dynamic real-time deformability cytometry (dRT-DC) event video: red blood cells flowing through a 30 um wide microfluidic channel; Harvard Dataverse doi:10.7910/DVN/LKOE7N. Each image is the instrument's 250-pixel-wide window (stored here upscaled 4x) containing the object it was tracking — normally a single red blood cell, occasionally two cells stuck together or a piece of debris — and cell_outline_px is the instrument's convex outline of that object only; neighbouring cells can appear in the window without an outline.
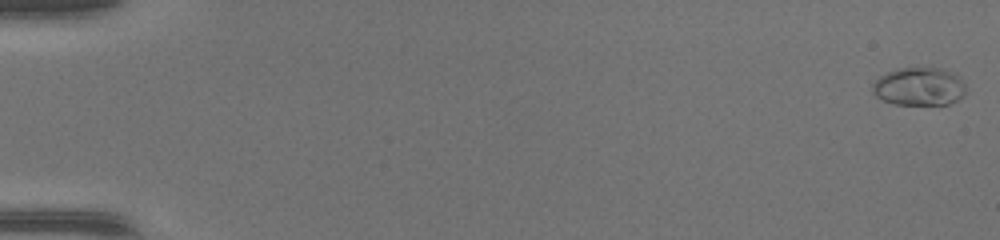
{"species": "common noctule bat (a hibernating species)", "species_latin": "Nyctalus noctula", "temperature_condition": "warm", "stored_images_in_passage": 50, "camera_frame_rate_fps": 3000, "um_per_image_px": 0.085, "animal": {"sex": "female", "body_mass_g": 17.0, "forearm_length_mm": 48.0}, "frame": {"image": 1, "passage_image": 1, "time_ms": 0.0, "image_size_px": [1000, 240], "cell_outline_px": [[968, 88], [964, 96], [948, 104], [896, 104], [880, 100], [872, 92], [872, 84], [880, 76], [888, 72], [900, 68], [916, 64], [944, 68], [960, 76]], "centroid_in_image_um": [78.16, 7.3], "position_along_channel_um": 6.8, "area_um2": 21.62}}
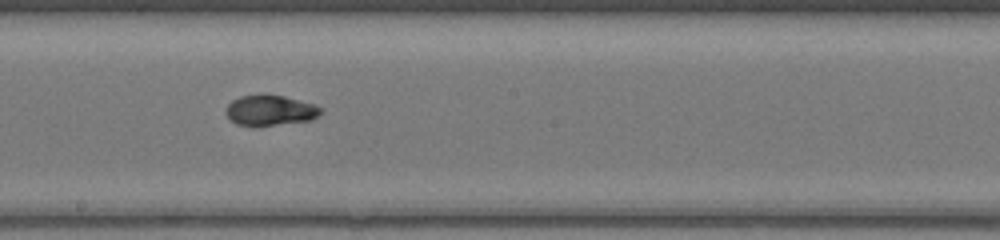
{"frame": {"image": 2, "passage_image": 29, "time_ms": 9.333, "image_size_px": [1000, 240], "cell_outline_px": [[324, 112], [312, 120], [272, 124], [236, 124], [224, 112], [228, 104], [232, 100], [240, 96], [260, 92], [264, 92], [284, 96], [316, 104], [324, 108]], "centroid_in_image_um": [23.01, 9.31], "position_along_channel_um": 225.2, "area_um2": 16.99}}
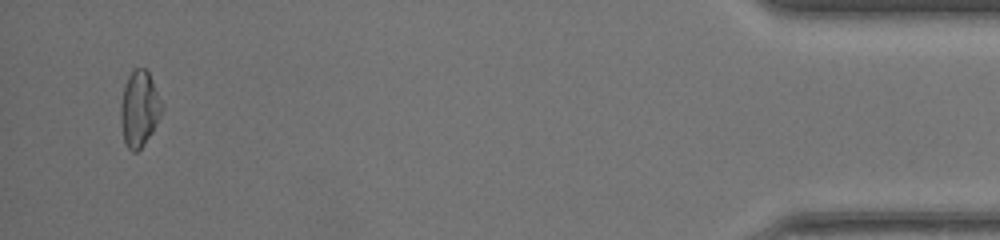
{"frame": {"image": 3, "passage_image": 48, "time_ms": 15.667, "image_size_px": [1000, 240], "cell_outline_px": [[164, 108], [152, 132], [140, 148], [136, 152], [132, 152], [124, 144], [120, 116], [120, 104], [124, 84], [128, 76], [136, 68], [144, 68], [148, 72], [164, 104]], "centroid_in_image_um": [11.84, 9.24], "position_along_channel_um": 423.4, "area_um2": 18.26}, "authors_computed_cell_mechanics": {"area_um2": 17.4556, "velocity_mm_per_s": 4.3448, "shape_relaxation_time_tau1_ms": null, "shape_relaxation_time_tau2_ms": 0.9411, "deformation_change_tau1": null, "deformation_change_tau2": 0.0382}}